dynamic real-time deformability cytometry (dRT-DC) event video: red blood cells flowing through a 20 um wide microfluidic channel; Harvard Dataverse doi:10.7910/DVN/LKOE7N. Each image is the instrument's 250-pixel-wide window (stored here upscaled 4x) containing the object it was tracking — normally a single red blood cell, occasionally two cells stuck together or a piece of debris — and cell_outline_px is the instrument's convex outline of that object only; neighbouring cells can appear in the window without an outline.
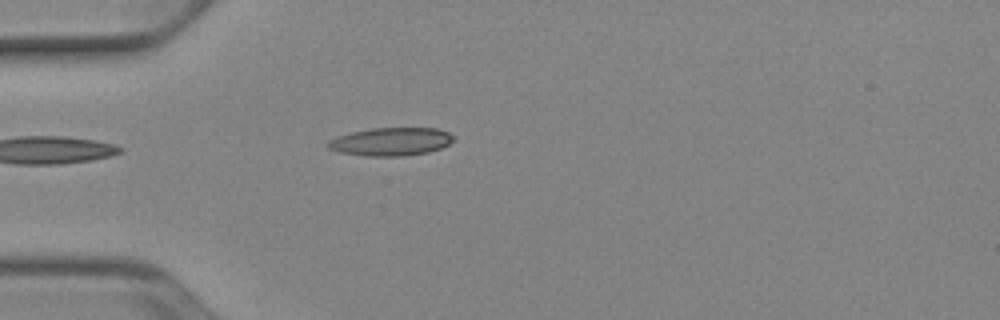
{"species": "Egyptian fruit bat (a non-hibernating species)", "species_latin": "Rousettus aegyptiacus", "temperature_condition": "cold", "stored_images_in_passage": 38, "camera_frame_rate_fps": 3000, "um_per_image_px": 0.085, "animal": {"sex": "female"}, "frame": {"image": 1, "passage_image": 1, "time_ms": 0.0, "image_size_px": [1000, 320], "cell_outline_px": [[452, 140], [448, 144], [440, 148], [428, 152], [404, 156], [364, 156], [340, 152], [328, 148], [328, 140], [336, 136], [352, 132], [372, 128], [436, 128], [448, 132], [452, 136]], "centroid_in_image_um": [33.19, 12.04], "position_along_channel_um": 51.8, "area_um2": 20.46}}
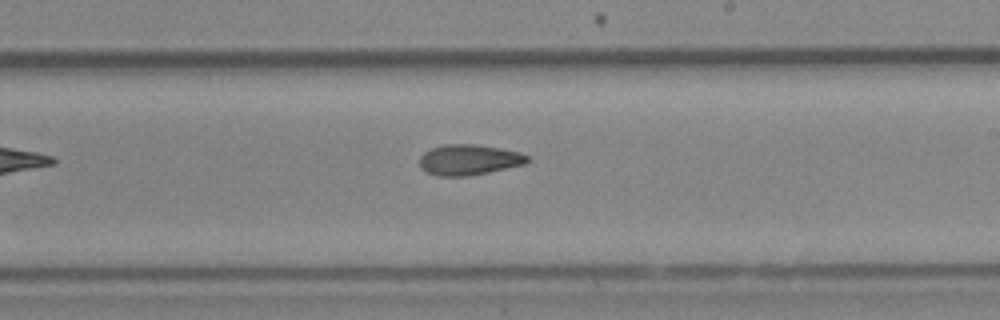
{"frame": {"image": 2, "passage_image": 17, "time_ms": 5.333, "image_size_px": [1000, 320], "cell_outline_px": [[532, 160], [524, 164], [488, 172], [468, 176], [436, 176], [424, 172], [420, 168], [420, 156], [424, 152], [432, 148], [444, 144], [476, 144], [500, 148], [520, 152], [528, 156]], "centroid_in_image_um": [39.84, 13.58], "position_along_channel_um": 249.2, "area_um2": 19.36}}
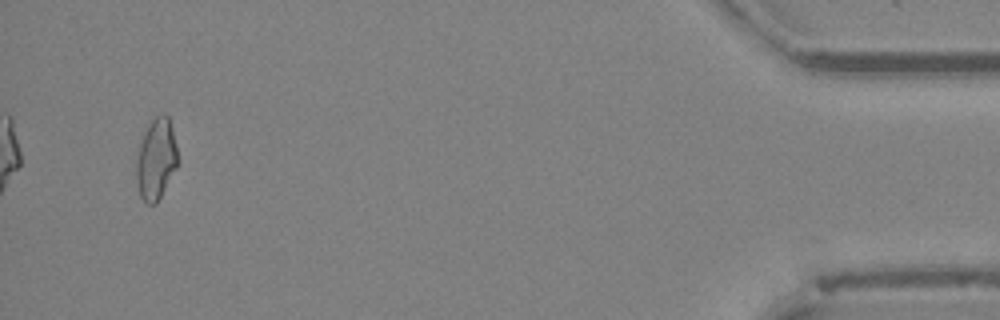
{"frame": {"image": 3, "passage_image": 36, "time_ms": 11.667, "image_size_px": [1000, 320], "cell_outline_px": [[180, 160], [176, 168], [156, 204], [148, 204], [140, 196], [136, 180], [136, 160], [144, 128], [156, 116], [164, 112], [168, 116], [172, 128]], "centroid_in_image_um": [13.28, 13.49], "position_along_channel_um": 421.9, "area_um2": 19.77}, "authors_computed_cell_mechanics": {"area_um2": 19.0162, "velocity_mm_per_s": 3.9191, "shape_relaxation_time_tau1_ms": null, "shape_relaxation_time_tau2_ms": 3.2838, "deformation_change_tau1": null, "deformation_change_tau2": 0.1133}}